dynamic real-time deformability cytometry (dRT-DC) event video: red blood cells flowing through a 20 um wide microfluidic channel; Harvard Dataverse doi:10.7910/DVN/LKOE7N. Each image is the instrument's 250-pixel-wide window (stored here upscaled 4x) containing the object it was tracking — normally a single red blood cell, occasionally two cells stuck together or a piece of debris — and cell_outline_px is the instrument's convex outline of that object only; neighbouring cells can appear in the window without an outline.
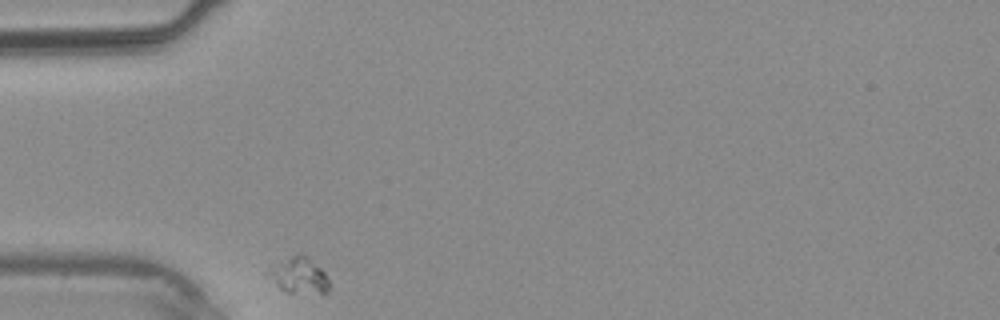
{"species": "common noctule bat (a hibernating species)", "species_latin": "Nyctalus noctula", "temperature_condition": "warm", "stored_images_in_passage": 24, "camera_frame_rate_fps": 3000, "um_per_image_px": 0.085, "animal": {"sex": "male", "body_mass_g": 20.4}, "frame": {"image": 1, "passage_image": 1, "time_ms": 0.0, "image_size_px": [1000, 320], "cell_outline_px": [[328, 292], [288, 292], [280, 288], [264, 276], [264, 272], [268, 264], [292, 256], [304, 256], [320, 268], [324, 272], [328, 280]], "centroid_in_image_um": [25.26, 23.41], "position_along_channel_um": 59.7, "area_um2": 12.66}}
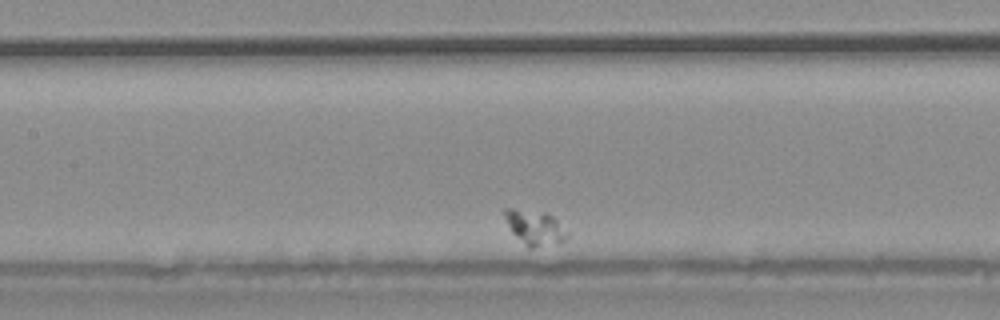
{"frame": {"image": 2, "passage_image": 9, "time_ms": 2.667, "image_size_px": [1000, 320], "cell_outline_px": [[568, 236], [560, 244], [532, 248], [528, 248], [512, 232], [504, 216], [504, 208], [512, 208], [544, 212], [552, 216], [568, 232]], "centroid_in_image_um": [45.48, 19.36], "position_along_channel_um": 161.9, "area_um2": 12.66}}
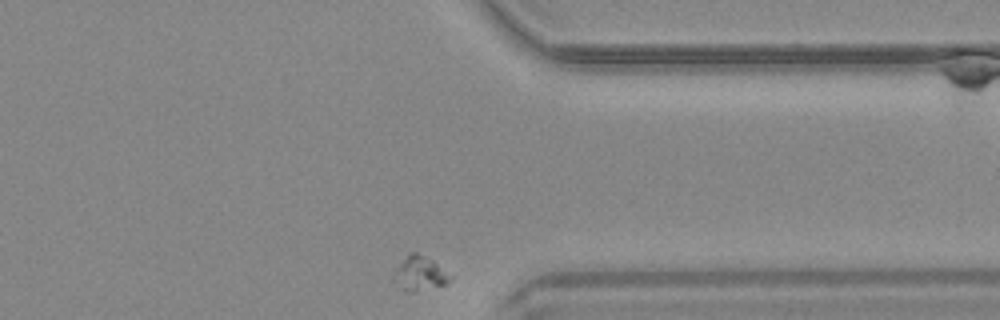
{"frame": {"image": 3, "passage_image": 24, "time_ms": 7.667, "image_size_px": [1000, 320], "cell_outline_px": [[452, 280], [444, 284], [404, 292], [388, 284], [392, 276], [400, 264], [412, 252], [416, 252], [424, 256], [436, 264], [452, 276]], "centroid_in_image_um": [35.56, 23.3], "position_along_channel_um": 375.8, "area_um2": 11.04}}